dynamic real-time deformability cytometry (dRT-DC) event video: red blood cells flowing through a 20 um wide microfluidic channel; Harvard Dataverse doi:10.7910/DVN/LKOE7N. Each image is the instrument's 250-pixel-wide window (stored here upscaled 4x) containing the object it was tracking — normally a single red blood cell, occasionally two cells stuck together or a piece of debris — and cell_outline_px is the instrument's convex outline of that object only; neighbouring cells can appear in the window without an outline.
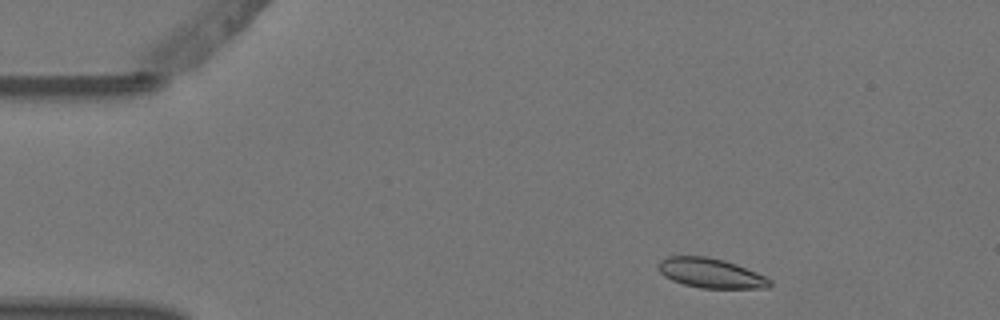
{"species": "Egyptian fruit bat (a non-hibernating species)", "species_latin": "Rousettus aegyptiacus", "temperature_condition": "warm", "stored_images_in_passage": 5, "camera_frame_rate_fps": 3000, "um_per_image_px": 0.085, "animal": {"sex": "female"}, "frame": {"image": 1, "passage_image": 1, "time_ms": 0.0, "image_size_px": [1000, 320], "cell_outline_px": [[772, 284], [768, 288], [700, 288], [684, 284], [672, 280], [664, 276], [660, 272], [660, 260], [668, 256], [708, 256], [724, 260], [736, 264], [756, 272], [772, 280]], "centroid_in_image_um": [60.44, 23.21], "position_along_channel_um": 24.6, "area_um2": 19.19}}
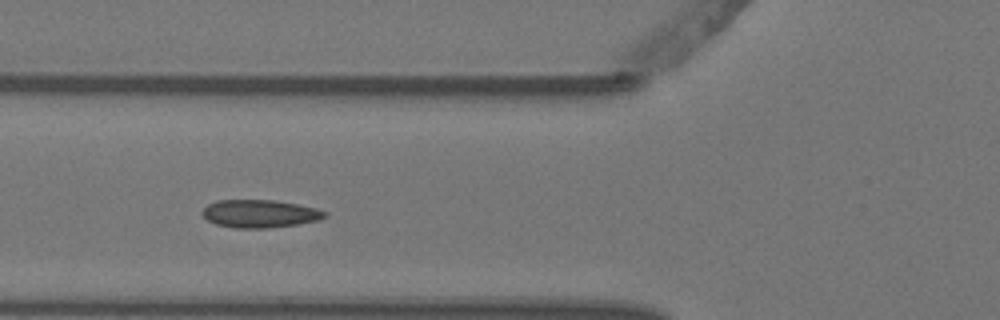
{"frame": {"image": 2, "passage_image": 4, "time_ms": 1.0, "image_size_px": [1000, 320], "cell_outline_px": [[328, 216], [316, 220], [296, 224], [268, 228], [236, 228], [216, 224], [208, 220], [200, 212], [208, 204], [216, 200], [276, 200], [316, 208], [328, 212]], "centroid_in_image_um": [22.07, 18.15], "position_along_channel_um": 103.7, "area_um2": 19.83}}
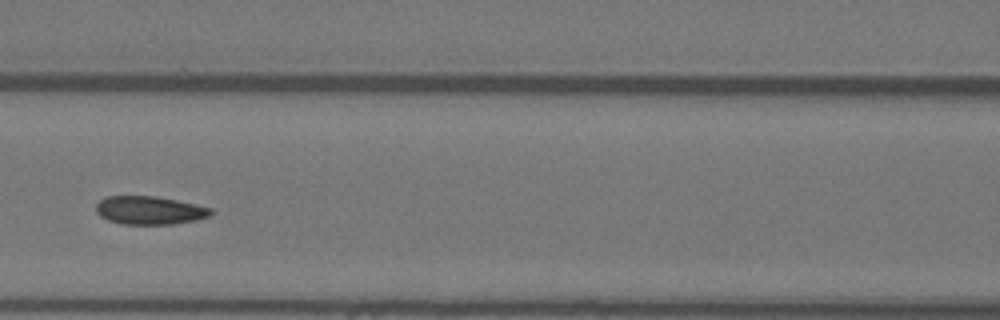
{"frame": {"image": 3, "passage_image": 5, "time_ms": 1.333, "image_size_px": [1000, 320], "cell_outline_px": [[212, 216], [196, 220], [172, 224], [120, 224], [108, 220], [100, 216], [96, 212], [96, 204], [100, 200], [108, 196], [152, 196], [176, 200], [196, 204], [212, 208]], "centroid_in_image_um": [12.72, 17.88], "position_along_channel_um": 153.9, "area_um2": 18.96}}